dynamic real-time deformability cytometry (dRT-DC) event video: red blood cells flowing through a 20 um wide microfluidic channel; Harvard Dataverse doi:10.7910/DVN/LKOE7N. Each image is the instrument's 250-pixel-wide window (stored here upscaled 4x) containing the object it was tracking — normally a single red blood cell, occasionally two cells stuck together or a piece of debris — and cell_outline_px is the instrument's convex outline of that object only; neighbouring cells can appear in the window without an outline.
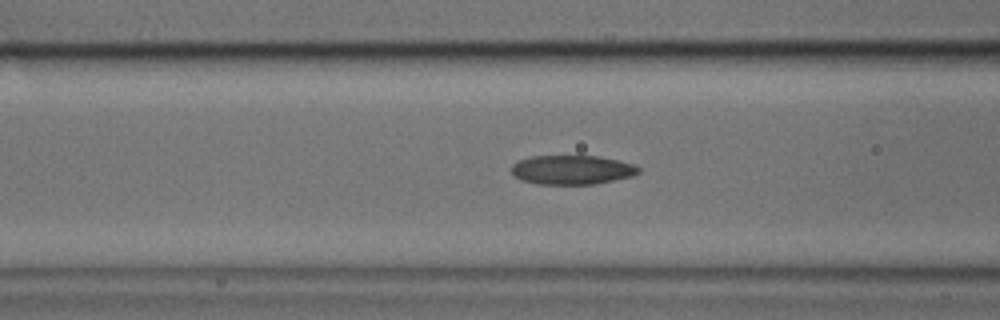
{"species": "common noctule bat (a hibernating species)", "species_latin": "Nyctalus noctula", "temperature_condition": "cold", "stored_images_in_passage": 34, "camera_frame_rate_fps": 3000, "um_per_image_px": 0.085, "animal": {"sex": "male", "body_mass_g": 17.9, "forearm_length_mm": 54.2}, "frame": {"image": 1, "passage_image": 4, "time_ms": 1.0, "image_size_px": [1000, 320], "cell_outline_px": [[640, 172], [632, 176], [596, 184], [536, 184], [520, 180], [512, 172], [512, 164], [520, 160], [532, 156], [600, 156], [632, 164], [640, 168]], "centroid_in_image_um": [48.61, 14.44], "position_along_channel_um": 118.0, "area_um2": 21.56}}
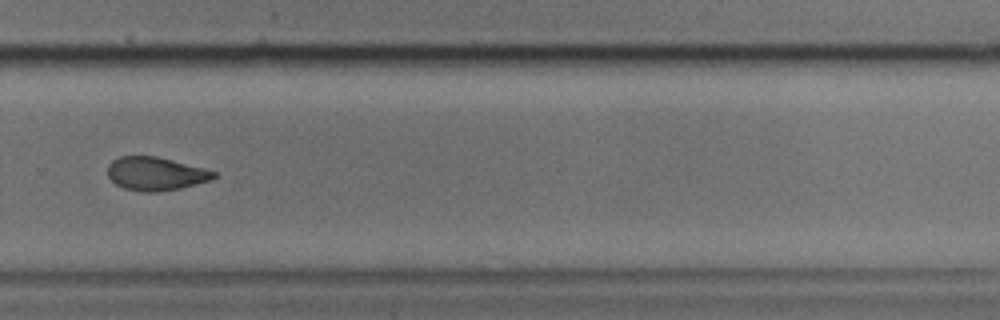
{"frame": {"image": 2, "passage_image": 19, "time_ms": 6.0, "image_size_px": [1000, 320], "cell_outline_px": [[216, 176], [208, 180], [196, 184], [180, 188], [156, 192], [144, 192], [124, 188], [116, 184], [108, 176], [108, 164], [112, 160], [120, 156], [156, 156], [204, 168], [216, 172]], "centroid_in_image_um": [13.2, 14.76], "position_along_channel_um": 316.6, "area_um2": 20.46}}
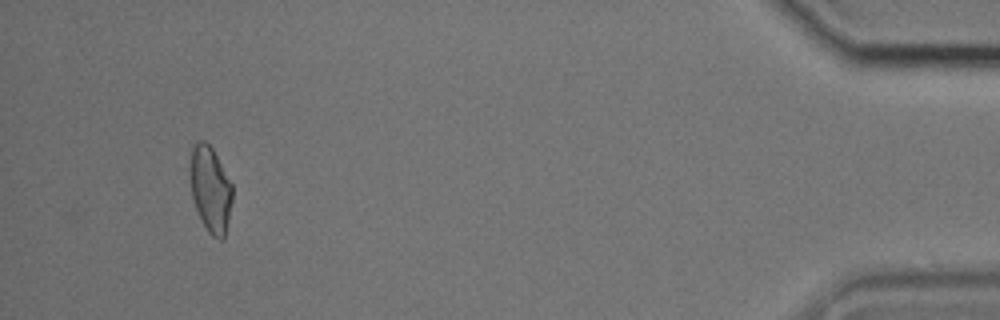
{"frame": {"image": 3, "passage_image": 32, "time_ms": 10.333, "image_size_px": [1000, 320], "cell_outline_px": [[232, 200], [224, 240], [220, 240], [212, 236], [208, 232], [200, 220], [192, 196], [188, 168], [192, 144], [196, 140], [204, 140], [212, 148], [232, 184]], "centroid_in_image_um": [17.85, 16.06], "position_along_channel_um": 417.4, "area_um2": 21.5}}